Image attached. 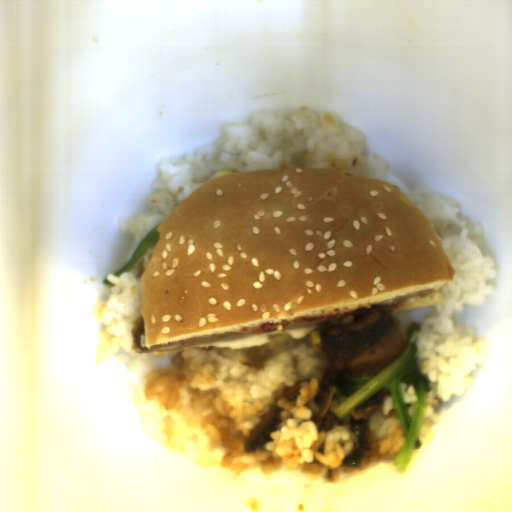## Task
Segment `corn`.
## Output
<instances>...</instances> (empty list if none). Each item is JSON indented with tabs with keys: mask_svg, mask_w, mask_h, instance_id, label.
Instances as JSON below:
<instances>
[{
	"mask_svg": "<svg viewBox=\"0 0 512 512\" xmlns=\"http://www.w3.org/2000/svg\"><path fill=\"white\" fill-rule=\"evenodd\" d=\"M311 347L316 352H323L321 334L319 328L309 333Z\"/></svg>",
	"mask_w": 512,
	"mask_h": 512,
	"instance_id": "obj_1",
	"label": "corn"
}]
</instances>
